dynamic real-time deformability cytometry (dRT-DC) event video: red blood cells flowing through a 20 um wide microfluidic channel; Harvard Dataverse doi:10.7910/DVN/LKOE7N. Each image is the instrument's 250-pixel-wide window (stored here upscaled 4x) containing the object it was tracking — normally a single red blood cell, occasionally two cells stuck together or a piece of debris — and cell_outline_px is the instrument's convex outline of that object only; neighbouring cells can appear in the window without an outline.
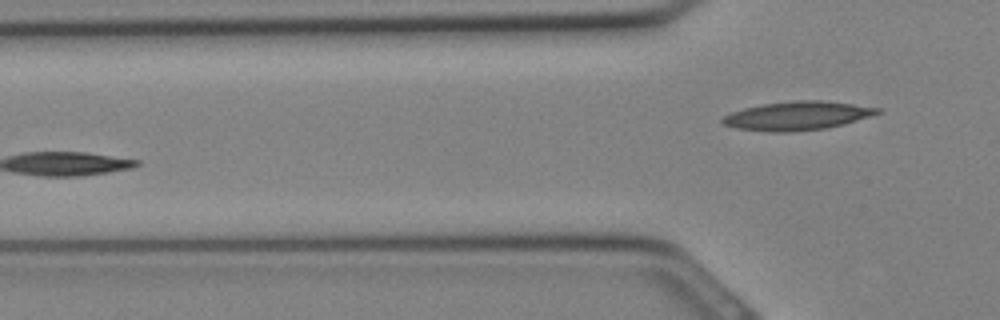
{"species": "Egyptian fruit bat (a non-hibernating species)", "species_latin": "Rousettus aegyptiacus", "temperature_condition": "cold", "stored_images_in_passage": 12, "segment_of_instrument_passage": [2, 2], "camera_frame_rate_fps": 3000, "um_per_image_px": 0.085, "animal": {"sex": "female"}, "frame": {"image": 1, "passage_image": 12, "time_ms": 3.667, "image_size_px": [1000, 320], "cell_outline_px": [[884, 112], [844, 124], [824, 128], [792, 132], [772, 132], [736, 128], [724, 124], [720, 120], [724, 116], [732, 112], [744, 108], [764, 104], [796, 100], [820, 100], [852, 104], [880, 108]], "centroid_in_image_um": [67.79, 9.84], "position_along_channel_um": 58.0, "area_um2": 25.72}}